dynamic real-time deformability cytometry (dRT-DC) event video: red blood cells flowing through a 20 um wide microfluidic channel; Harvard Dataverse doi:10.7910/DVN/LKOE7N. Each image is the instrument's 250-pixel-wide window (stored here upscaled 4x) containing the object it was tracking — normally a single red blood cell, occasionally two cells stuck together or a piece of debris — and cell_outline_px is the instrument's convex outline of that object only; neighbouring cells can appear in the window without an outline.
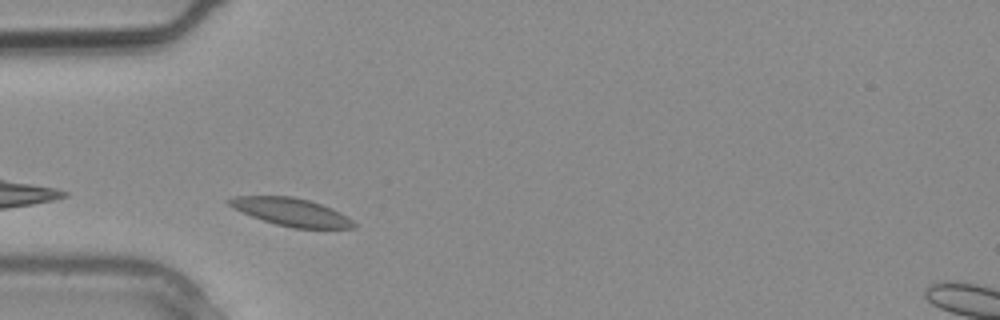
{"species": "common noctule bat (a hibernating species)", "species_latin": "Nyctalus noctula", "temperature_condition": "warm", "stored_images_in_passage": 1, "camera_frame_rate_fps": 3000, "um_per_image_px": 0.085, "animal": {"sex": "male", "body_mass_g": 20.4}, "frame": {"image": 1, "passage_image": 1, "time_ms": 0.0, "image_size_px": [1000, 320], "cell_outline_px": [[356, 228], [292, 228], [276, 224], [252, 216], [232, 208], [228, 204], [228, 200], [232, 196], [292, 196], [308, 200], [332, 208], [340, 212], [352, 220], [356, 224]], "centroid_in_image_um": [24.75, 18.02], "position_along_channel_um": 60.2, "area_um2": 20.06}}